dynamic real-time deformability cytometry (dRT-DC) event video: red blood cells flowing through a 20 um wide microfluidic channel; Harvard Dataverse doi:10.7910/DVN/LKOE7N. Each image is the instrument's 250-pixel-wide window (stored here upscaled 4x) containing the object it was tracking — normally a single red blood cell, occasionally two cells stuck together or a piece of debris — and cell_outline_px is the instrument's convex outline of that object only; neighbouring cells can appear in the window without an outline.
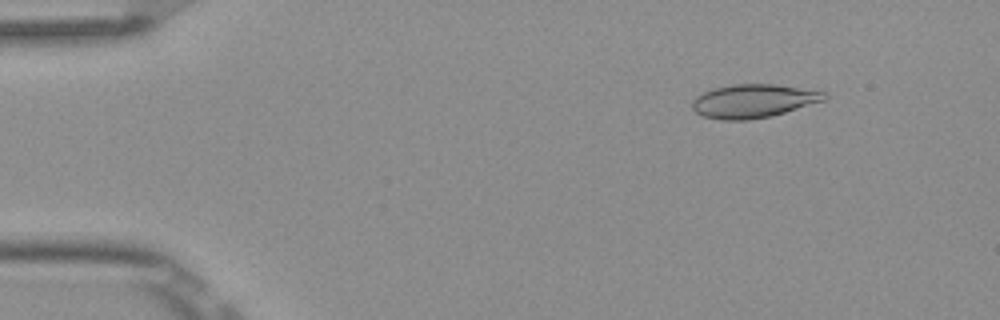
{"species": "Egyptian fruit bat (a non-hibernating species)", "species_latin": "Rousettus aegyptiacus", "temperature_condition": "room temperature", "stored_images_in_passage": 6, "camera_frame_rate_fps": 3000, "um_per_image_px": 0.085, "frame": {"image": 1, "passage_image": 2, "time_ms": 0.333, "image_size_px": [1000, 320], "cell_outline_px": [[828, 96], [824, 100], [772, 116], [748, 120], [720, 120], [704, 116], [696, 112], [692, 108], [692, 100], [696, 96], [712, 88], [732, 84], [772, 84], [828, 92]], "centroid_in_image_um": [64.02, 8.58], "position_along_channel_um": 21.0, "area_um2": 25.78}}
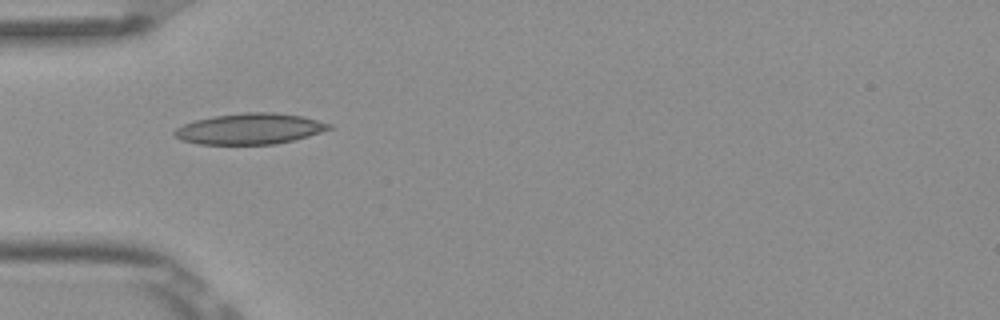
{"frame": {"image": 2, "passage_image": 5, "time_ms": 1.333, "image_size_px": [1000, 320], "cell_outline_px": [[332, 128], [308, 136], [276, 144], [200, 144], [180, 140], [172, 132], [176, 128], [184, 124], [196, 120], [212, 116], [244, 112], [272, 112], [300, 116], [332, 124]], "centroid_in_image_um": [21.2, 10.95], "position_along_channel_um": 63.8, "area_um2": 27.63}}
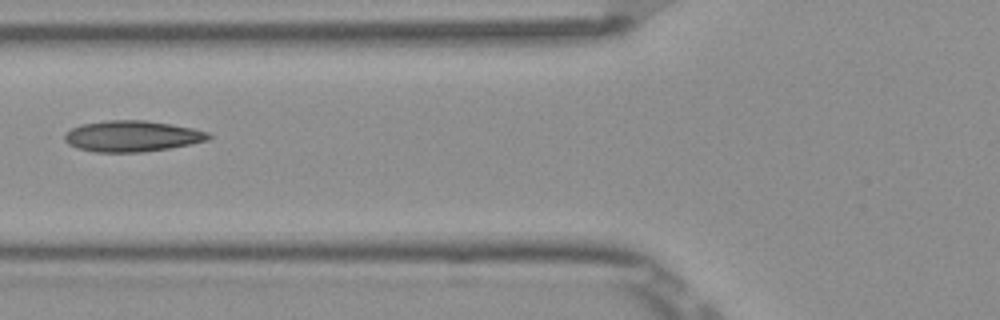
{"frame": {"image": 3, "passage_image": 6, "time_ms": 1.667, "image_size_px": [1000, 320], "cell_outline_px": [[212, 136], [208, 140], [192, 144], [144, 152], [96, 152], [76, 148], [68, 144], [64, 140], [64, 136], [72, 128], [80, 124], [108, 120], [144, 120], [172, 124], [192, 128], [208, 132]], "centroid_in_image_um": [11.23, 11.57], "position_along_channel_um": 114.6, "area_um2": 26.07}}